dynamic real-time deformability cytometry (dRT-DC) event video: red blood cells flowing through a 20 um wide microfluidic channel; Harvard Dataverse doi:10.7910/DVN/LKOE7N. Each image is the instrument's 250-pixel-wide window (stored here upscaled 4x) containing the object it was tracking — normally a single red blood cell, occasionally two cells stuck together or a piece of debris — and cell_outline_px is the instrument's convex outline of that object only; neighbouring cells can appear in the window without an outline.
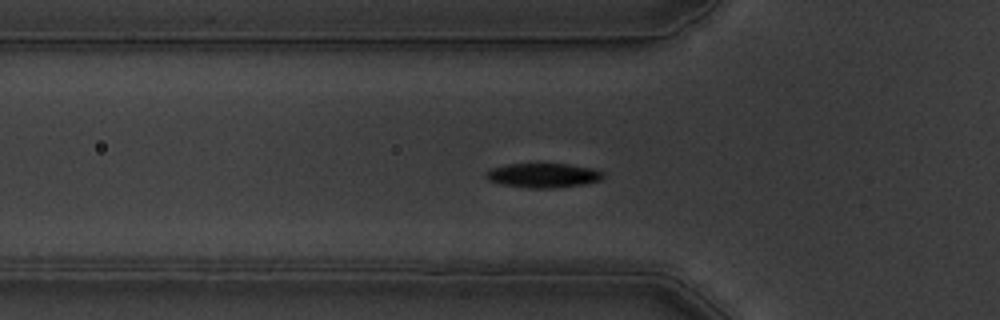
{"species": "common noctule bat (a hibernating species)", "species_latin": "Nyctalus noctula", "temperature_condition": "warm", "stored_images_in_passage": 41, "camera_frame_rate_fps": 3000, "um_per_image_px": 0.085, "animal": {"sex": "male", "body_mass_g": 19.5, "forearm_length_mm": 54.6}, "frame": {"image": 1, "passage_image": 3, "time_ms": 0.667, "image_size_px": [1000, 320], "cell_outline_px": [[604, 176], [600, 180], [584, 184], [552, 188], [528, 188], [500, 184], [488, 180], [484, 176], [484, 172], [492, 168], [508, 164], [536, 160], [568, 164], [592, 168], [604, 172]], "centroid_in_image_um": [46.12, 14.85], "position_along_channel_um": 79.7, "area_um2": 17.57}}
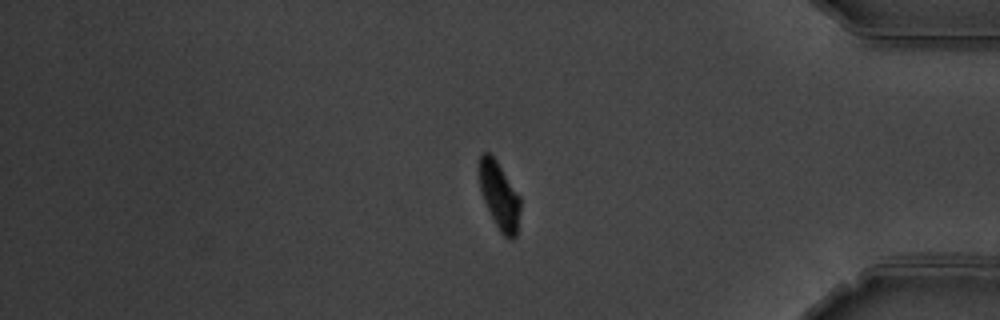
{"frame": {"image": 2, "passage_image": 32, "time_ms": 10.333, "image_size_px": [1000, 320], "cell_outline_px": [[520, 208], [516, 236], [512, 240], [504, 236], [500, 232], [484, 200], [480, 188], [480, 156], [484, 152], [488, 152], [496, 160], [520, 196]], "centroid_in_image_um": [42.47, 16.65], "position_along_channel_um": 392.7, "area_um2": 15.66}}
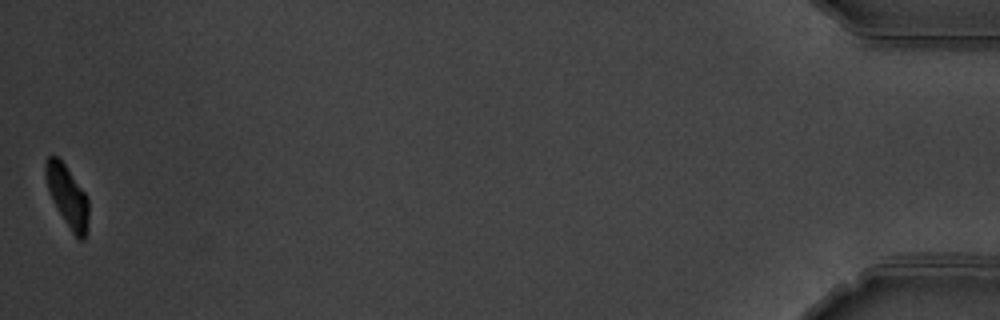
{"frame": {"image": 3, "passage_image": 41, "time_ms": 13.333, "image_size_px": [1000, 320], "cell_outline_px": [[88, 232], [84, 240], [80, 240], [72, 232], [64, 220], [52, 200], [44, 176], [44, 160], [52, 152], [64, 164], [84, 192], [88, 200]], "centroid_in_image_um": [5.71, 16.66], "position_along_channel_um": 429.5, "area_um2": 15.43}, "authors_computed_cell_mechanics": {"area_um2": 17.2822, "velocity_mm_per_s": 3.5272, "shape_relaxation_time_tau1_ms": 1.8574, "shape_relaxation_time_tau2_ms": 0.5726, "deformation_change_tau1": 0.1134, "deformation_change_tau2": 0.0339}}